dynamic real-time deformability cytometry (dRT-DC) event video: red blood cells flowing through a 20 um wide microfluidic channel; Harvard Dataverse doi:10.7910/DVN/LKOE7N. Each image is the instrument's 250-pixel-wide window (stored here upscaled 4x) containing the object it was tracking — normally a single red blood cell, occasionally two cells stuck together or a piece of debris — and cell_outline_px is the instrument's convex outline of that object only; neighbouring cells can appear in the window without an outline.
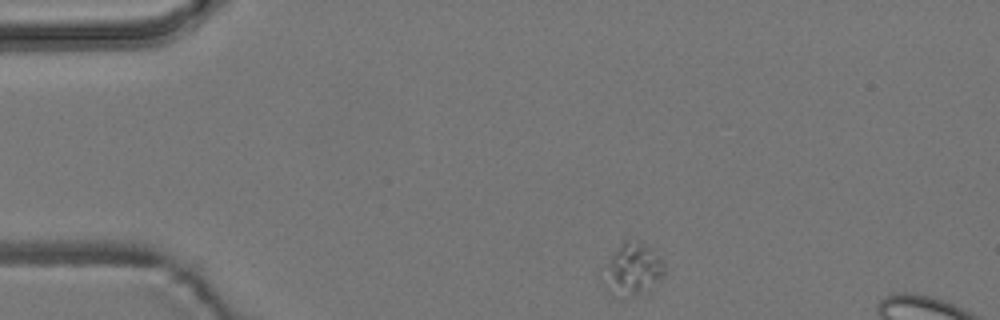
{"species": "common noctule bat (a hibernating species)", "species_latin": "Nyctalus noctula", "temperature_condition": "room temperature", "stored_images_in_passage": 3, "camera_frame_rate_fps": 3000, "um_per_image_px": 0.085, "animal": {"sex": "male", "body_mass_g": 19.2, "forearm_length_mm": 51.8}, "frame": {"image": 1, "passage_image": 1, "time_ms": 0.0, "image_size_px": [1000, 320], "cell_outline_px": [[668, 272], [664, 276], [648, 288], [640, 292], [620, 300], [608, 292], [604, 288], [604, 284], [608, 264], [612, 256], [620, 244], [624, 240], [636, 240], [652, 248], [660, 256], [668, 268]], "centroid_in_image_um": [53.83, 22.9], "position_along_channel_um": 31.2, "area_um2": 18.5}}